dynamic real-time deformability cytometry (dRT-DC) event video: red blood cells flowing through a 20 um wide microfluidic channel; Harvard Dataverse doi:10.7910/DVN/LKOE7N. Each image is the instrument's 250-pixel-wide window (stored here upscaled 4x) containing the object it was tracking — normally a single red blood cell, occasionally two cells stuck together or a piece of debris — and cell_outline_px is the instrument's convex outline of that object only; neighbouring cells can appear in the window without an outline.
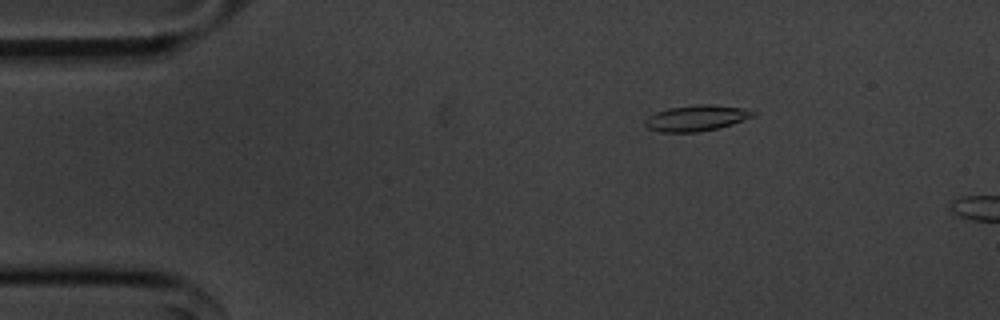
{"species": "common noctule bat (a hibernating species)", "species_latin": "Nyctalus noctula", "temperature_condition": "cold", "stored_images_in_passage": 8, "camera_frame_rate_fps": 3000, "um_per_image_px": 0.085, "animal": {"sex": "male", "body_mass_g": 20.1, "forearm_length_mm": 53.5}, "frame": {"image": 1, "passage_image": 4, "time_ms": 1.0, "image_size_px": [1000, 320], "cell_outline_px": [[756, 116], [732, 124], [700, 132], [660, 132], [648, 128], [644, 124], [644, 120], [648, 116], [656, 112], [668, 108], [696, 104], [712, 104], [740, 108], [756, 112]], "centroid_in_image_um": [59.17, 10.03], "position_along_channel_um": 25.8, "area_um2": 16.3}}